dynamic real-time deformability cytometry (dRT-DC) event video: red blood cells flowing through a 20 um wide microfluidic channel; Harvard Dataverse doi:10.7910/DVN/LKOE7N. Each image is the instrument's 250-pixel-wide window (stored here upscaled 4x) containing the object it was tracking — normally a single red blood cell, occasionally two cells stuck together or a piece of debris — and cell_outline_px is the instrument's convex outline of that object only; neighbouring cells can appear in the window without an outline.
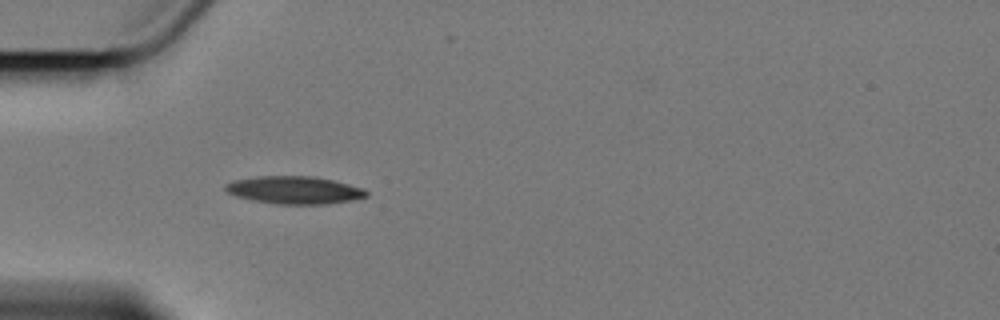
{"species": "Egyptian fruit bat (a non-hibernating species)", "species_latin": "Rousettus aegyptiacus", "temperature_condition": "cold", "stored_images_in_passage": 4, "camera_frame_rate_fps": 3000, "um_per_image_px": 0.085, "animal": {"sex": "female"}, "frame": {"image": 1, "passage_image": 3, "time_ms": 3.333, "image_size_px": [1000, 320], "cell_outline_px": [[368, 196], [352, 200], [328, 204], [276, 204], [252, 200], [236, 196], [228, 192], [224, 188], [224, 184], [236, 180], [260, 176], [312, 176], [332, 180], [348, 184], [360, 188], [368, 192]], "centroid_in_image_um": [25.01, 16.16], "position_along_channel_um": 60.0, "area_um2": 22.54}}